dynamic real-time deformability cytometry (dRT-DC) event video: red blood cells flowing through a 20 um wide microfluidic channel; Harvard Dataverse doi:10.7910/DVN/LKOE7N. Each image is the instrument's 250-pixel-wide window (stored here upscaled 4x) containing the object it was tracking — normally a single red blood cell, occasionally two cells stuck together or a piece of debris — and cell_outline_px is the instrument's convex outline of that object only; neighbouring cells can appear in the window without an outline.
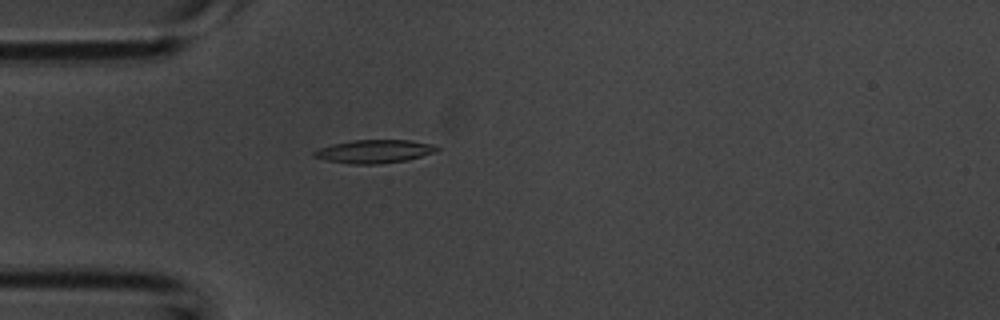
{"species": "common noctule bat (a hibernating species)", "species_latin": "Nyctalus noctula", "temperature_condition": "room temperature", "stored_images_in_passage": 44, "camera_frame_rate_fps": 3000, "um_per_image_px": 0.085, "animal": {"sex": "male", "body_mass_g": 20.1, "forearm_length_mm": 53.5}, "frame": {"image": 1, "passage_image": 5, "time_ms": 1.333, "image_size_px": [1000, 320], "cell_outline_px": [[440, 148], [432, 152], [408, 160], [380, 164], [348, 164], [328, 160], [312, 156], [312, 152], [320, 148], [332, 144], [352, 140], [408, 140], [432, 144]], "centroid_in_image_um": [31.78, 12.87], "position_along_channel_um": 53.2, "area_um2": 16.53}}
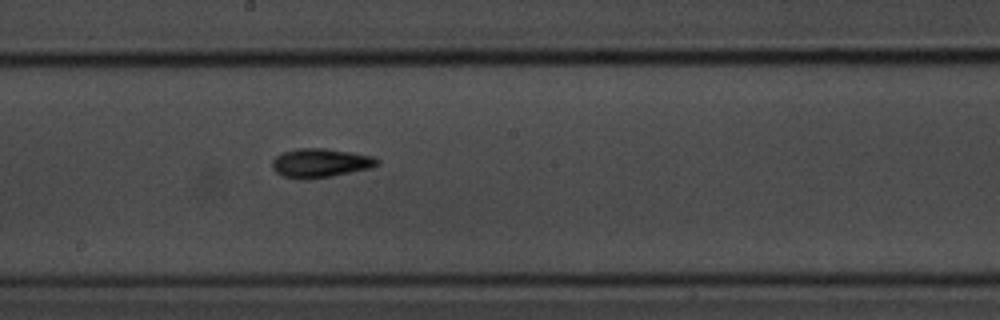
{"frame": {"image": 2, "passage_image": 19, "time_ms": 6.0, "image_size_px": [1000, 320], "cell_outline_px": [[380, 164], [372, 168], [332, 176], [308, 180], [296, 180], [284, 176], [276, 172], [272, 168], [272, 160], [280, 152], [296, 148], [324, 148], [352, 152], [372, 156], [380, 160]], "centroid_in_image_um": [27.22, 13.86], "position_along_channel_um": 221.0, "area_um2": 18.15}}
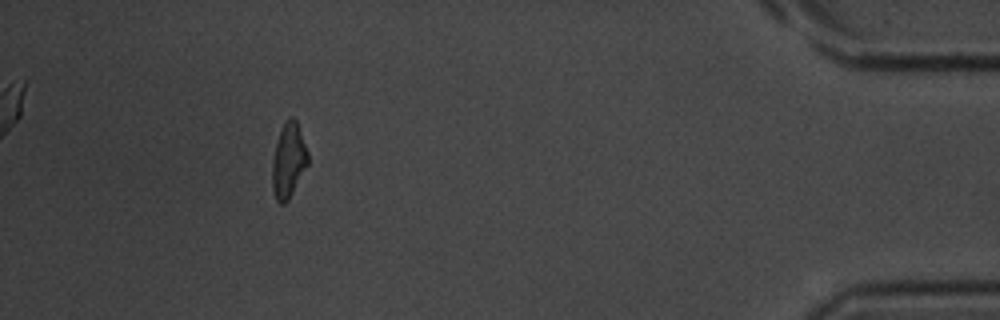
{"frame": {"image": 3, "passage_image": 39, "time_ms": 12.667, "image_size_px": [1000, 320], "cell_outline_px": [[308, 164], [288, 200], [284, 204], [280, 204], [276, 200], [272, 188], [272, 160], [276, 144], [280, 132], [288, 116], [292, 116], [296, 120], [308, 152]], "centroid_in_image_um": [24.52, 13.66], "position_along_channel_um": 410.7, "area_um2": 15.37}, "authors_computed_cell_mechanics": {"area_um2": 16.1551, "velocity_mm_per_s": 3.7291, "shape_relaxation_time_tau1_ms": 3.1528, "shape_relaxation_time_tau2_ms": 3.0636, "deformation_change_tau1": 0.1544, "deformation_change_tau2": 0.1124}}